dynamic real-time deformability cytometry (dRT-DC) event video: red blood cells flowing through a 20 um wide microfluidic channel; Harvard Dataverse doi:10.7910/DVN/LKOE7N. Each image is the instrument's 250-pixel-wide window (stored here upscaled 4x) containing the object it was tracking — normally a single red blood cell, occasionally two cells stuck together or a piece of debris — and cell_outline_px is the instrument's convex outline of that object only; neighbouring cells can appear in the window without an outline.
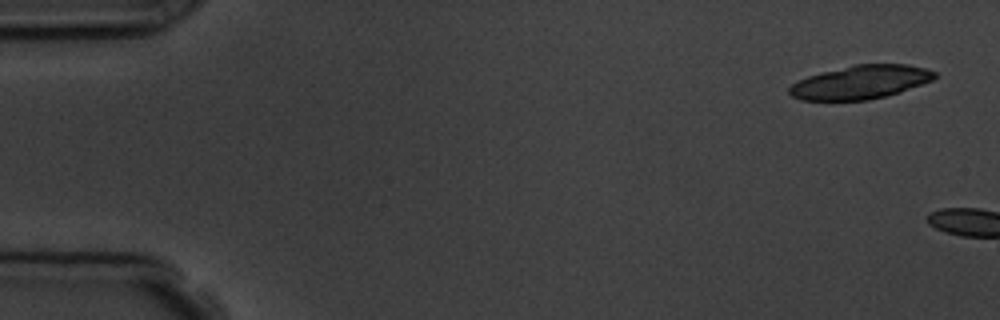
{"species": "common noctule bat (a hibernating species)", "species_latin": "Nyctalus noctula", "temperature_condition": "room temperature", "stored_images_in_passage": 2, "camera_frame_rate_fps": 3000, "um_per_image_px": 0.085, "animal": {"sex": "male", "body_mass_g": 19.5, "forearm_length_mm": 54.6}, "frame": {"image": 1, "passage_image": 1, "time_ms": 0.0, "image_size_px": [1000, 320], "cell_outline_px": [[936, 76], [932, 80], [900, 92], [868, 100], [800, 100], [792, 96], [788, 92], [788, 88], [796, 80], [808, 76], [856, 64], [908, 64], [924, 68], [936, 72]], "centroid_in_image_um": [73.12, 6.99], "position_along_channel_um": 11.9, "area_um2": 28.21}}